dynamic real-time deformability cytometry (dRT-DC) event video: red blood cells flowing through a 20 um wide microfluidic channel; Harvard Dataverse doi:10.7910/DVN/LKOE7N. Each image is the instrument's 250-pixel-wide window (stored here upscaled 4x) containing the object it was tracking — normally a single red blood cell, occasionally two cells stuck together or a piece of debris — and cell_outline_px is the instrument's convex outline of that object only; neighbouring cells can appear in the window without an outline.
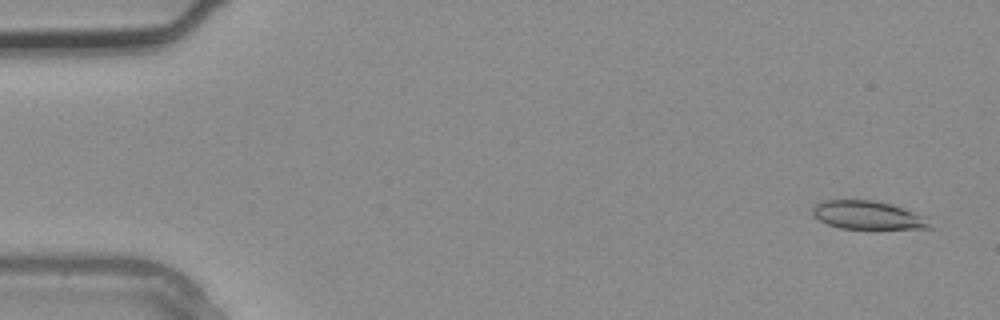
{"species": "common noctule bat (a hibernating species)", "species_latin": "Nyctalus noctula", "temperature_condition": "warm", "stored_images_in_passage": 37, "camera_frame_rate_fps": 3000, "um_per_image_px": 0.085, "animal": {"sex": "male", "body_mass_g": 20.4}, "frame": {"image": 1, "passage_image": 2, "time_ms": 0.333, "image_size_px": [1000, 320], "cell_outline_px": [[932, 228], [840, 228], [828, 224], [812, 216], [812, 208], [816, 204], [824, 200], [872, 200], [892, 204], [928, 216]], "centroid_in_image_um": [73.78, 18.28], "position_along_channel_um": 11.2, "area_um2": 19.36}}
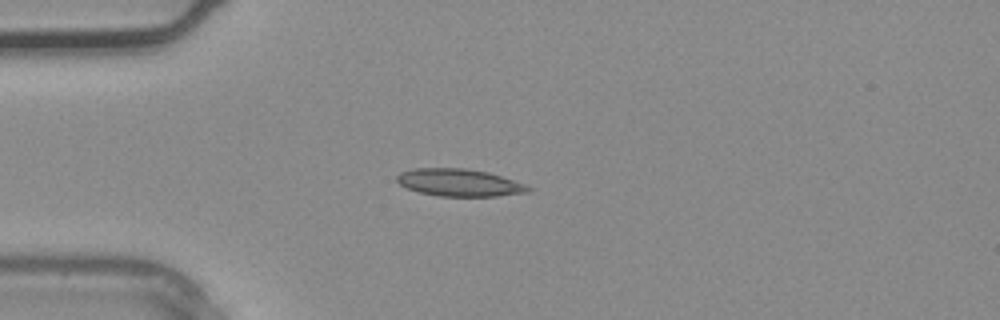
{"frame": {"image": 2, "passage_image": 10, "time_ms": 3.0, "image_size_px": [1000, 320], "cell_outline_px": [[532, 188], [528, 192], [496, 196], [440, 196], [420, 192], [408, 188], [400, 184], [396, 180], [396, 176], [400, 172], [416, 168], [464, 168], [488, 172], [528, 184]], "centroid_in_image_um": [39.07, 15.51], "position_along_channel_um": 45.9, "area_um2": 20.92}}
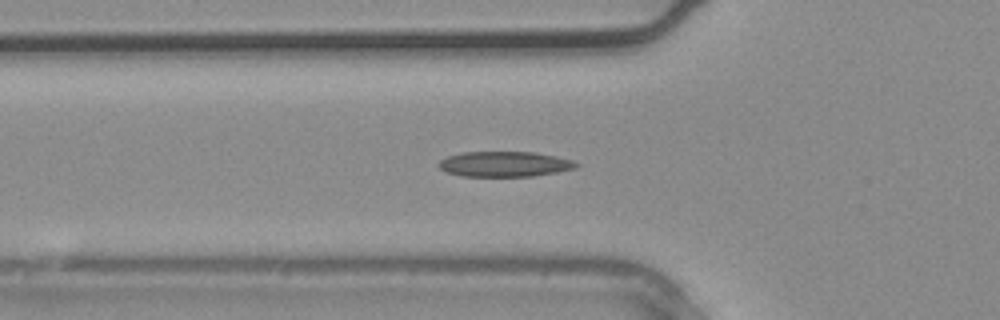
{"frame": {"image": 3, "passage_image": 13, "time_ms": 4.0, "image_size_px": [1000, 320], "cell_outline_px": [[580, 164], [576, 168], [556, 172], [532, 176], [460, 176], [448, 172], [440, 168], [436, 164], [440, 160], [448, 156], [460, 152], [536, 152], [556, 156], [572, 160]], "centroid_in_image_um": [42.88, 13.94], "position_along_channel_um": 82.9, "area_um2": 20.29}}